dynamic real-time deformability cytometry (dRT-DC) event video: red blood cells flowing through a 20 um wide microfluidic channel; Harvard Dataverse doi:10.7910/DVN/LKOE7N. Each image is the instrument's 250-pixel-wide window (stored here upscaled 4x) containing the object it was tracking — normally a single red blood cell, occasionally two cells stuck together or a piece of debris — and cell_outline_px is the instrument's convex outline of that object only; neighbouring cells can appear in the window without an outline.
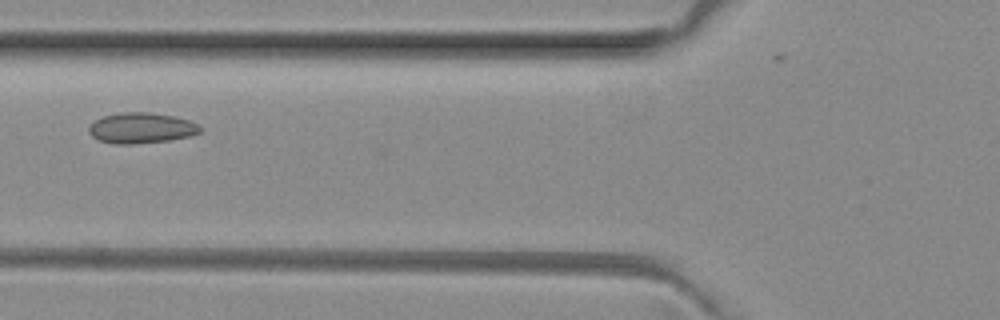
{"species": "common noctule bat (a hibernating species)", "species_latin": "Nyctalus noctula", "temperature_condition": "room temperature", "stored_images_in_passage": 6, "camera_frame_rate_fps": 3000, "um_per_image_px": 0.085, "animal": {"sex": "female", "body_mass_g": 29.2, "forearm_length_mm": 56.3}, "frame": {"image": 1, "passage_image": 4, "time_ms": 1.0, "image_size_px": [1000, 320], "cell_outline_px": [[204, 128], [200, 132], [192, 136], [168, 140], [136, 144], [112, 144], [100, 140], [92, 136], [88, 132], [88, 128], [96, 120], [104, 116], [120, 112], [152, 112], [176, 116], [188, 120]], "centroid_in_image_um": [12.04, 10.88], "position_along_channel_um": 113.8, "area_um2": 20.0}}
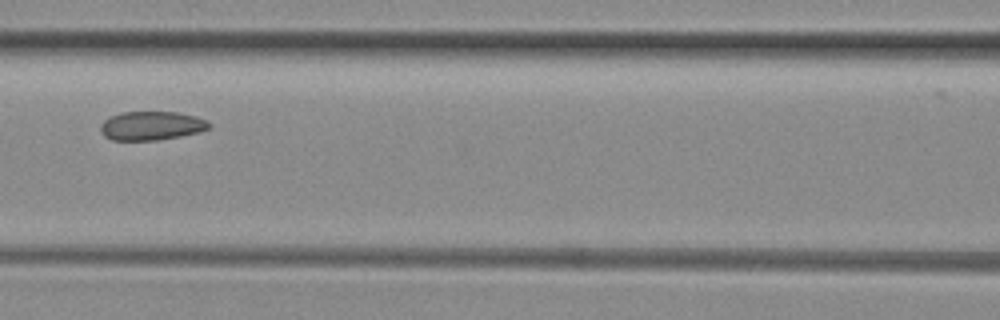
{"frame": {"image": 2, "passage_image": 5, "time_ms": 1.333, "image_size_px": [1000, 320], "cell_outline_px": [[212, 124], [208, 128], [200, 132], [180, 136], [156, 140], [112, 140], [104, 136], [100, 128], [100, 124], [104, 120], [112, 116], [124, 112], [180, 112], [196, 116], [208, 120]], "centroid_in_image_um": [12.91, 10.68], "position_along_channel_um": 153.7, "area_um2": 18.26}}